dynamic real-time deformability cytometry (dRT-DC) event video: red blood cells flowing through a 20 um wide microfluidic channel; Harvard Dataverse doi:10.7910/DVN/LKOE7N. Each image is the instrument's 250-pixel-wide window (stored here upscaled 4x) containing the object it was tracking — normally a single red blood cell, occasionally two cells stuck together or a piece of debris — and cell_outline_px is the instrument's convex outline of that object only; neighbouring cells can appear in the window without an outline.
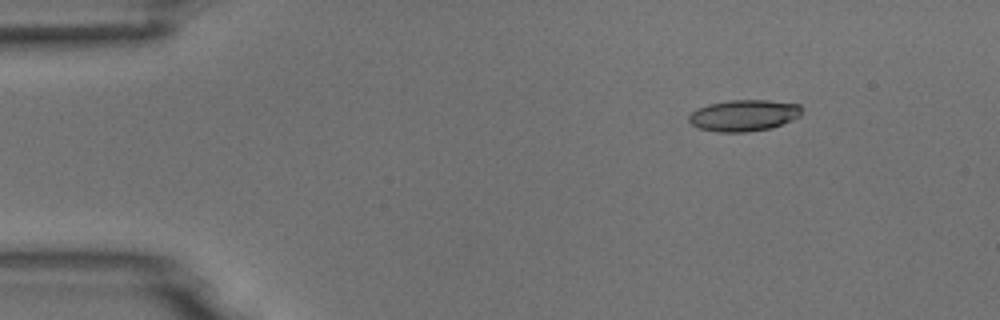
{"species": "common noctule bat (a hibernating species)", "species_latin": "Nyctalus noctula", "temperature_condition": "room temperature", "stored_images_in_passage": 5, "camera_frame_rate_fps": 3000, "um_per_image_px": 0.085, "animal": {"sex": "male", "body_mass_g": 18.8}, "frame": {"image": 1, "passage_image": 2, "time_ms": 1.0, "image_size_px": [1000, 320], "cell_outline_px": [[804, 108], [800, 116], [792, 120], [772, 128], [744, 132], [716, 132], [700, 128], [692, 124], [688, 120], [688, 116], [696, 108], [708, 104], [728, 100], [768, 100], [800, 104]], "centroid_in_image_um": [63.25, 9.8], "position_along_channel_um": 21.8, "area_um2": 20.87}}